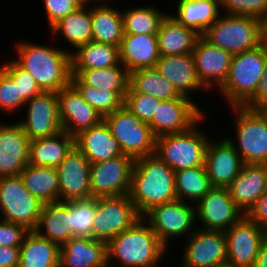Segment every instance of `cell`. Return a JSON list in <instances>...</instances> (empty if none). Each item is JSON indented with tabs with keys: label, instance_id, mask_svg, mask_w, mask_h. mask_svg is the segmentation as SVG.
I'll return each mask as SVG.
<instances>
[{
	"label": "cell",
	"instance_id": "obj_1",
	"mask_svg": "<svg viewBox=\"0 0 267 267\" xmlns=\"http://www.w3.org/2000/svg\"><path fill=\"white\" fill-rule=\"evenodd\" d=\"M129 196L141 216L153 206L177 199L175 171L156 154L136 159Z\"/></svg>",
	"mask_w": 267,
	"mask_h": 267
},
{
	"label": "cell",
	"instance_id": "obj_2",
	"mask_svg": "<svg viewBox=\"0 0 267 267\" xmlns=\"http://www.w3.org/2000/svg\"><path fill=\"white\" fill-rule=\"evenodd\" d=\"M23 42L16 44L14 61L35 79L43 92H59L71 84V51Z\"/></svg>",
	"mask_w": 267,
	"mask_h": 267
},
{
	"label": "cell",
	"instance_id": "obj_3",
	"mask_svg": "<svg viewBox=\"0 0 267 267\" xmlns=\"http://www.w3.org/2000/svg\"><path fill=\"white\" fill-rule=\"evenodd\" d=\"M166 249L141 217L107 243V264L115 267L110 266V260L115 258L122 267H156Z\"/></svg>",
	"mask_w": 267,
	"mask_h": 267
},
{
	"label": "cell",
	"instance_id": "obj_4",
	"mask_svg": "<svg viewBox=\"0 0 267 267\" xmlns=\"http://www.w3.org/2000/svg\"><path fill=\"white\" fill-rule=\"evenodd\" d=\"M267 50L261 44L232 57L230 70L219 88L230 106H243L254 94L263 78Z\"/></svg>",
	"mask_w": 267,
	"mask_h": 267
},
{
	"label": "cell",
	"instance_id": "obj_5",
	"mask_svg": "<svg viewBox=\"0 0 267 267\" xmlns=\"http://www.w3.org/2000/svg\"><path fill=\"white\" fill-rule=\"evenodd\" d=\"M203 37L232 55L239 54L262 44L261 20L241 15L219 16Z\"/></svg>",
	"mask_w": 267,
	"mask_h": 267
},
{
	"label": "cell",
	"instance_id": "obj_6",
	"mask_svg": "<svg viewBox=\"0 0 267 267\" xmlns=\"http://www.w3.org/2000/svg\"><path fill=\"white\" fill-rule=\"evenodd\" d=\"M197 124L187 131L156 138L155 154L175 172L204 165L210 139L197 131Z\"/></svg>",
	"mask_w": 267,
	"mask_h": 267
},
{
	"label": "cell",
	"instance_id": "obj_7",
	"mask_svg": "<svg viewBox=\"0 0 267 267\" xmlns=\"http://www.w3.org/2000/svg\"><path fill=\"white\" fill-rule=\"evenodd\" d=\"M124 155L134 160L155 154L156 137L148 124L143 123L124 105L103 117Z\"/></svg>",
	"mask_w": 267,
	"mask_h": 267
},
{
	"label": "cell",
	"instance_id": "obj_8",
	"mask_svg": "<svg viewBox=\"0 0 267 267\" xmlns=\"http://www.w3.org/2000/svg\"><path fill=\"white\" fill-rule=\"evenodd\" d=\"M43 205L25 187L20 175L0 176V213L3 220L35 230Z\"/></svg>",
	"mask_w": 267,
	"mask_h": 267
},
{
	"label": "cell",
	"instance_id": "obj_9",
	"mask_svg": "<svg viewBox=\"0 0 267 267\" xmlns=\"http://www.w3.org/2000/svg\"><path fill=\"white\" fill-rule=\"evenodd\" d=\"M141 217L129 194L95 198L92 238L108 243Z\"/></svg>",
	"mask_w": 267,
	"mask_h": 267
},
{
	"label": "cell",
	"instance_id": "obj_10",
	"mask_svg": "<svg viewBox=\"0 0 267 267\" xmlns=\"http://www.w3.org/2000/svg\"><path fill=\"white\" fill-rule=\"evenodd\" d=\"M232 109L237 113L235 122L239 146L233 143L236 151L240 152L239 155L244 164H265L267 162V121L257 110L243 106H232Z\"/></svg>",
	"mask_w": 267,
	"mask_h": 267
},
{
	"label": "cell",
	"instance_id": "obj_11",
	"mask_svg": "<svg viewBox=\"0 0 267 267\" xmlns=\"http://www.w3.org/2000/svg\"><path fill=\"white\" fill-rule=\"evenodd\" d=\"M142 217L166 248L169 238L192 234L191 228L197 220L194 204L189 206L180 199L153 206Z\"/></svg>",
	"mask_w": 267,
	"mask_h": 267
},
{
	"label": "cell",
	"instance_id": "obj_12",
	"mask_svg": "<svg viewBox=\"0 0 267 267\" xmlns=\"http://www.w3.org/2000/svg\"><path fill=\"white\" fill-rule=\"evenodd\" d=\"M135 160L127 155L90 164V188L94 198L127 195Z\"/></svg>",
	"mask_w": 267,
	"mask_h": 267
},
{
	"label": "cell",
	"instance_id": "obj_13",
	"mask_svg": "<svg viewBox=\"0 0 267 267\" xmlns=\"http://www.w3.org/2000/svg\"><path fill=\"white\" fill-rule=\"evenodd\" d=\"M26 104V119L18 123L30 140L52 137L63 131L57 93L42 91Z\"/></svg>",
	"mask_w": 267,
	"mask_h": 267
},
{
	"label": "cell",
	"instance_id": "obj_14",
	"mask_svg": "<svg viewBox=\"0 0 267 267\" xmlns=\"http://www.w3.org/2000/svg\"><path fill=\"white\" fill-rule=\"evenodd\" d=\"M196 219L201 229L225 232L239 222L245 214L232 200L228 188L213 187L195 205Z\"/></svg>",
	"mask_w": 267,
	"mask_h": 267
},
{
	"label": "cell",
	"instance_id": "obj_15",
	"mask_svg": "<svg viewBox=\"0 0 267 267\" xmlns=\"http://www.w3.org/2000/svg\"><path fill=\"white\" fill-rule=\"evenodd\" d=\"M224 233L227 239V264L234 267H254L267 231L244 216Z\"/></svg>",
	"mask_w": 267,
	"mask_h": 267
},
{
	"label": "cell",
	"instance_id": "obj_16",
	"mask_svg": "<svg viewBox=\"0 0 267 267\" xmlns=\"http://www.w3.org/2000/svg\"><path fill=\"white\" fill-rule=\"evenodd\" d=\"M190 98L162 100L149 124L154 136L181 133L190 129L205 117Z\"/></svg>",
	"mask_w": 267,
	"mask_h": 267
},
{
	"label": "cell",
	"instance_id": "obj_17",
	"mask_svg": "<svg viewBox=\"0 0 267 267\" xmlns=\"http://www.w3.org/2000/svg\"><path fill=\"white\" fill-rule=\"evenodd\" d=\"M182 267H217L227 264V239L223 231L199 228L188 238Z\"/></svg>",
	"mask_w": 267,
	"mask_h": 267
},
{
	"label": "cell",
	"instance_id": "obj_18",
	"mask_svg": "<svg viewBox=\"0 0 267 267\" xmlns=\"http://www.w3.org/2000/svg\"><path fill=\"white\" fill-rule=\"evenodd\" d=\"M90 162L75 146L58 165L60 201L92 198Z\"/></svg>",
	"mask_w": 267,
	"mask_h": 267
},
{
	"label": "cell",
	"instance_id": "obj_19",
	"mask_svg": "<svg viewBox=\"0 0 267 267\" xmlns=\"http://www.w3.org/2000/svg\"><path fill=\"white\" fill-rule=\"evenodd\" d=\"M230 138L209 141L204 166L213 187L227 188L240 174L244 162Z\"/></svg>",
	"mask_w": 267,
	"mask_h": 267
},
{
	"label": "cell",
	"instance_id": "obj_20",
	"mask_svg": "<svg viewBox=\"0 0 267 267\" xmlns=\"http://www.w3.org/2000/svg\"><path fill=\"white\" fill-rule=\"evenodd\" d=\"M57 97L64 132L76 136L103 120L100 113L82 98L72 84L57 92Z\"/></svg>",
	"mask_w": 267,
	"mask_h": 267
},
{
	"label": "cell",
	"instance_id": "obj_21",
	"mask_svg": "<svg viewBox=\"0 0 267 267\" xmlns=\"http://www.w3.org/2000/svg\"><path fill=\"white\" fill-rule=\"evenodd\" d=\"M198 77L202 84L210 89L224 84L228 77L233 55L212 45L200 36L192 52Z\"/></svg>",
	"mask_w": 267,
	"mask_h": 267
},
{
	"label": "cell",
	"instance_id": "obj_22",
	"mask_svg": "<svg viewBox=\"0 0 267 267\" xmlns=\"http://www.w3.org/2000/svg\"><path fill=\"white\" fill-rule=\"evenodd\" d=\"M30 139L17 122L0 123V176L19 175L28 165Z\"/></svg>",
	"mask_w": 267,
	"mask_h": 267
},
{
	"label": "cell",
	"instance_id": "obj_23",
	"mask_svg": "<svg viewBox=\"0 0 267 267\" xmlns=\"http://www.w3.org/2000/svg\"><path fill=\"white\" fill-rule=\"evenodd\" d=\"M155 69L173 84L180 95L188 97L191 91L207 89L200 81L192 53L160 56Z\"/></svg>",
	"mask_w": 267,
	"mask_h": 267
},
{
	"label": "cell",
	"instance_id": "obj_24",
	"mask_svg": "<svg viewBox=\"0 0 267 267\" xmlns=\"http://www.w3.org/2000/svg\"><path fill=\"white\" fill-rule=\"evenodd\" d=\"M74 146L91 164L124 155L104 120L74 136Z\"/></svg>",
	"mask_w": 267,
	"mask_h": 267
},
{
	"label": "cell",
	"instance_id": "obj_25",
	"mask_svg": "<svg viewBox=\"0 0 267 267\" xmlns=\"http://www.w3.org/2000/svg\"><path fill=\"white\" fill-rule=\"evenodd\" d=\"M232 200L244 214L267 191L265 164H244L240 174L227 187Z\"/></svg>",
	"mask_w": 267,
	"mask_h": 267
},
{
	"label": "cell",
	"instance_id": "obj_26",
	"mask_svg": "<svg viewBox=\"0 0 267 267\" xmlns=\"http://www.w3.org/2000/svg\"><path fill=\"white\" fill-rule=\"evenodd\" d=\"M159 58L157 35H123L119 46V59L128 73L155 68Z\"/></svg>",
	"mask_w": 267,
	"mask_h": 267
},
{
	"label": "cell",
	"instance_id": "obj_27",
	"mask_svg": "<svg viewBox=\"0 0 267 267\" xmlns=\"http://www.w3.org/2000/svg\"><path fill=\"white\" fill-rule=\"evenodd\" d=\"M59 267H108L107 243L72 237L60 247Z\"/></svg>",
	"mask_w": 267,
	"mask_h": 267
},
{
	"label": "cell",
	"instance_id": "obj_28",
	"mask_svg": "<svg viewBox=\"0 0 267 267\" xmlns=\"http://www.w3.org/2000/svg\"><path fill=\"white\" fill-rule=\"evenodd\" d=\"M200 35L168 14L157 33L160 56L192 53Z\"/></svg>",
	"mask_w": 267,
	"mask_h": 267
},
{
	"label": "cell",
	"instance_id": "obj_29",
	"mask_svg": "<svg viewBox=\"0 0 267 267\" xmlns=\"http://www.w3.org/2000/svg\"><path fill=\"white\" fill-rule=\"evenodd\" d=\"M41 229L46 232L42 233ZM35 231L60 247L63 246L73 237L70 230V201L44 204Z\"/></svg>",
	"mask_w": 267,
	"mask_h": 267
},
{
	"label": "cell",
	"instance_id": "obj_30",
	"mask_svg": "<svg viewBox=\"0 0 267 267\" xmlns=\"http://www.w3.org/2000/svg\"><path fill=\"white\" fill-rule=\"evenodd\" d=\"M74 147V136L62 131L48 137L30 140L28 164L57 168Z\"/></svg>",
	"mask_w": 267,
	"mask_h": 267
},
{
	"label": "cell",
	"instance_id": "obj_31",
	"mask_svg": "<svg viewBox=\"0 0 267 267\" xmlns=\"http://www.w3.org/2000/svg\"><path fill=\"white\" fill-rule=\"evenodd\" d=\"M18 267H59L60 246L30 230L19 247Z\"/></svg>",
	"mask_w": 267,
	"mask_h": 267
},
{
	"label": "cell",
	"instance_id": "obj_32",
	"mask_svg": "<svg viewBox=\"0 0 267 267\" xmlns=\"http://www.w3.org/2000/svg\"><path fill=\"white\" fill-rule=\"evenodd\" d=\"M219 0H179L177 14L172 15L180 24L203 36L219 18Z\"/></svg>",
	"mask_w": 267,
	"mask_h": 267
},
{
	"label": "cell",
	"instance_id": "obj_33",
	"mask_svg": "<svg viewBox=\"0 0 267 267\" xmlns=\"http://www.w3.org/2000/svg\"><path fill=\"white\" fill-rule=\"evenodd\" d=\"M19 175L31 194L44 204L60 201L57 168L28 164Z\"/></svg>",
	"mask_w": 267,
	"mask_h": 267
},
{
	"label": "cell",
	"instance_id": "obj_34",
	"mask_svg": "<svg viewBox=\"0 0 267 267\" xmlns=\"http://www.w3.org/2000/svg\"><path fill=\"white\" fill-rule=\"evenodd\" d=\"M107 2L92 9V41L119 47L124 35L122 11Z\"/></svg>",
	"mask_w": 267,
	"mask_h": 267
},
{
	"label": "cell",
	"instance_id": "obj_35",
	"mask_svg": "<svg viewBox=\"0 0 267 267\" xmlns=\"http://www.w3.org/2000/svg\"><path fill=\"white\" fill-rule=\"evenodd\" d=\"M75 51L71 53L72 70L103 69L120 63L119 47L111 44L90 41Z\"/></svg>",
	"mask_w": 267,
	"mask_h": 267
},
{
	"label": "cell",
	"instance_id": "obj_36",
	"mask_svg": "<svg viewBox=\"0 0 267 267\" xmlns=\"http://www.w3.org/2000/svg\"><path fill=\"white\" fill-rule=\"evenodd\" d=\"M86 8V5H82L50 28L54 33H61L76 49L92 41V7Z\"/></svg>",
	"mask_w": 267,
	"mask_h": 267
},
{
	"label": "cell",
	"instance_id": "obj_37",
	"mask_svg": "<svg viewBox=\"0 0 267 267\" xmlns=\"http://www.w3.org/2000/svg\"><path fill=\"white\" fill-rule=\"evenodd\" d=\"M128 91L148 94L161 100L190 98L179 94L171 82L155 68L139 69L129 73Z\"/></svg>",
	"mask_w": 267,
	"mask_h": 267
},
{
	"label": "cell",
	"instance_id": "obj_38",
	"mask_svg": "<svg viewBox=\"0 0 267 267\" xmlns=\"http://www.w3.org/2000/svg\"><path fill=\"white\" fill-rule=\"evenodd\" d=\"M213 188L205 166L183 169L175 172V192L177 199L191 203L198 202Z\"/></svg>",
	"mask_w": 267,
	"mask_h": 267
},
{
	"label": "cell",
	"instance_id": "obj_39",
	"mask_svg": "<svg viewBox=\"0 0 267 267\" xmlns=\"http://www.w3.org/2000/svg\"><path fill=\"white\" fill-rule=\"evenodd\" d=\"M72 75L86 85L107 91H128L129 87V73L121 63L103 69L72 70Z\"/></svg>",
	"mask_w": 267,
	"mask_h": 267
},
{
	"label": "cell",
	"instance_id": "obj_40",
	"mask_svg": "<svg viewBox=\"0 0 267 267\" xmlns=\"http://www.w3.org/2000/svg\"><path fill=\"white\" fill-rule=\"evenodd\" d=\"M71 84L102 117L111 114L124 105L127 91H107L106 89L95 88L86 85L77 75L71 76Z\"/></svg>",
	"mask_w": 267,
	"mask_h": 267
},
{
	"label": "cell",
	"instance_id": "obj_41",
	"mask_svg": "<svg viewBox=\"0 0 267 267\" xmlns=\"http://www.w3.org/2000/svg\"><path fill=\"white\" fill-rule=\"evenodd\" d=\"M153 6L134 7L124 10V34L157 35L162 20L166 13L158 11Z\"/></svg>",
	"mask_w": 267,
	"mask_h": 267
},
{
	"label": "cell",
	"instance_id": "obj_42",
	"mask_svg": "<svg viewBox=\"0 0 267 267\" xmlns=\"http://www.w3.org/2000/svg\"><path fill=\"white\" fill-rule=\"evenodd\" d=\"M95 198L70 200V230L73 237L92 238Z\"/></svg>",
	"mask_w": 267,
	"mask_h": 267
},
{
	"label": "cell",
	"instance_id": "obj_43",
	"mask_svg": "<svg viewBox=\"0 0 267 267\" xmlns=\"http://www.w3.org/2000/svg\"><path fill=\"white\" fill-rule=\"evenodd\" d=\"M161 99L137 91H127L124 106L136 115L143 123L150 124L158 109Z\"/></svg>",
	"mask_w": 267,
	"mask_h": 267
},
{
	"label": "cell",
	"instance_id": "obj_44",
	"mask_svg": "<svg viewBox=\"0 0 267 267\" xmlns=\"http://www.w3.org/2000/svg\"><path fill=\"white\" fill-rule=\"evenodd\" d=\"M17 85L18 95L27 102L42 91L31 74L21 68L14 60L1 66Z\"/></svg>",
	"mask_w": 267,
	"mask_h": 267
},
{
	"label": "cell",
	"instance_id": "obj_45",
	"mask_svg": "<svg viewBox=\"0 0 267 267\" xmlns=\"http://www.w3.org/2000/svg\"><path fill=\"white\" fill-rule=\"evenodd\" d=\"M226 15L250 16L261 19L267 13V0H219Z\"/></svg>",
	"mask_w": 267,
	"mask_h": 267
},
{
	"label": "cell",
	"instance_id": "obj_46",
	"mask_svg": "<svg viewBox=\"0 0 267 267\" xmlns=\"http://www.w3.org/2000/svg\"><path fill=\"white\" fill-rule=\"evenodd\" d=\"M24 105L13 78L0 66V109L10 112Z\"/></svg>",
	"mask_w": 267,
	"mask_h": 267
},
{
	"label": "cell",
	"instance_id": "obj_47",
	"mask_svg": "<svg viewBox=\"0 0 267 267\" xmlns=\"http://www.w3.org/2000/svg\"><path fill=\"white\" fill-rule=\"evenodd\" d=\"M49 27L60 19L78 10L82 3L79 0H43Z\"/></svg>",
	"mask_w": 267,
	"mask_h": 267
},
{
	"label": "cell",
	"instance_id": "obj_48",
	"mask_svg": "<svg viewBox=\"0 0 267 267\" xmlns=\"http://www.w3.org/2000/svg\"><path fill=\"white\" fill-rule=\"evenodd\" d=\"M25 226L9 221H0V246L20 247L29 232Z\"/></svg>",
	"mask_w": 267,
	"mask_h": 267
},
{
	"label": "cell",
	"instance_id": "obj_49",
	"mask_svg": "<svg viewBox=\"0 0 267 267\" xmlns=\"http://www.w3.org/2000/svg\"><path fill=\"white\" fill-rule=\"evenodd\" d=\"M245 216L267 231V191L257 199Z\"/></svg>",
	"mask_w": 267,
	"mask_h": 267
},
{
	"label": "cell",
	"instance_id": "obj_50",
	"mask_svg": "<svg viewBox=\"0 0 267 267\" xmlns=\"http://www.w3.org/2000/svg\"><path fill=\"white\" fill-rule=\"evenodd\" d=\"M267 102V61L264 67L263 78L258 84L255 94L243 105V107L256 110Z\"/></svg>",
	"mask_w": 267,
	"mask_h": 267
},
{
	"label": "cell",
	"instance_id": "obj_51",
	"mask_svg": "<svg viewBox=\"0 0 267 267\" xmlns=\"http://www.w3.org/2000/svg\"><path fill=\"white\" fill-rule=\"evenodd\" d=\"M19 258V247L0 246V267H18Z\"/></svg>",
	"mask_w": 267,
	"mask_h": 267
},
{
	"label": "cell",
	"instance_id": "obj_52",
	"mask_svg": "<svg viewBox=\"0 0 267 267\" xmlns=\"http://www.w3.org/2000/svg\"><path fill=\"white\" fill-rule=\"evenodd\" d=\"M254 267H267V237L262 241Z\"/></svg>",
	"mask_w": 267,
	"mask_h": 267
},
{
	"label": "cell",
	"instance_id": "obj_53",
	"mask_svg": "<svg viewBox=\"0 0 267 267\" xmlns=\"http://www.w3.org/2000/svg\"><path fill=\"white\" fill-rule=\"evenodd\" d=\"M261 20V43L267 50V13Z\"/></svg>",
	"mask_w": 267,
	"mask_h": 267
},
{
	"label": "cell",
	"instance_id": "obj_54",
	"mask_svg": "<svg viewBox=\"0 0 267 267\" xmlns=\"http://www.w3.org/2000/svg\"><path fill=\"white\" fill-rule=\"evenodd\" d=\"M256 110L267 121V102L259 106Z\"/></svg>",
	"mask_w": 267,
	"mask_h": 267
},
{
	"label": "cell",
	"instance_id": "obj_55",
	"mask_svg": "<svg viewBox=\"0 0 267 267\" xmlns=\"http://www.w3.org/2000/svg\"><path fill=\"white\" fill-rule=\"evenodd\" d=\"M81 3H82V5H87V4H90L89 2H92L93 3V1H95L94 3H96V2H98V1H100V0H79ZM102 1H106V0H102Z\"/></svg>",
	"mask_w": 267,
	"mask_h": 267
},
{
	"label": "cell",
	"instance_id": "obj_56",
	"mask_svg": "<svg viewBox=\"0 0 267 267\" xmlns=\"http://www.w3.org/2000/svg\"><path fill=\"white\" fill-rule=\"evenodd\" d=\"M217 267H234V266L229 265V264H224V265H220V266H217Z\"/></svg>",
	"mask_w": 267,
	"mask_h": 267
}]
</instances>
